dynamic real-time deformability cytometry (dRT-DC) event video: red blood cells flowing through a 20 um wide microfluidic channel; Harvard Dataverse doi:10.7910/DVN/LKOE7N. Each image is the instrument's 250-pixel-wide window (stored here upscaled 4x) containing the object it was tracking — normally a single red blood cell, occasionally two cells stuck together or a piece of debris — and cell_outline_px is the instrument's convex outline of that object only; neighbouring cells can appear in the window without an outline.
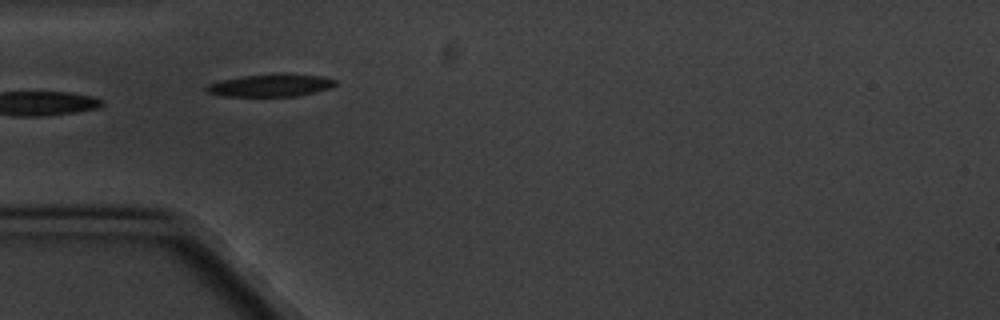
{"species": "common noctule bat (a hibernating species)", "species_latin": "Nyctalus noctula", "temperature_condition": "cold", "stored_images_in_passage": 13, "camera_frame_rate_fps": 3000, "um_per_image_px": 0.085, "animal": {"sex": "male", "body_mass_g": 20.1, "forearm_length_mm": 53.5}, "frame": {"image": 1, "passage_image": 3, "time_ms": 2.333, "image_size_px": [1000, 320], "cell_outline_px": [[336, 84], [332, 88], [316, 92], [296, 96], [224, 96], [208, 92], [204, 88], [208, 84], [220, 80], [240, 76], [276, 72], [284, 72], [320, 76], [336, 80]], "centroid_in_image_um": [23.03, 7.23], "position_along_channel_um": 62.0, "area_um2": 17.34}, "authors_computed_cell_mechanics": {"area_um2": 17.918, "velocity_mm_per_s": 3.321, "shape_relaxation_time_tau1_ms": 1.6446, "shape_relaxation_time_tau2_ms": 4.4784, "deformation_change_tau1": 0.0938, "deformation_change_tau2": 0.1195}}